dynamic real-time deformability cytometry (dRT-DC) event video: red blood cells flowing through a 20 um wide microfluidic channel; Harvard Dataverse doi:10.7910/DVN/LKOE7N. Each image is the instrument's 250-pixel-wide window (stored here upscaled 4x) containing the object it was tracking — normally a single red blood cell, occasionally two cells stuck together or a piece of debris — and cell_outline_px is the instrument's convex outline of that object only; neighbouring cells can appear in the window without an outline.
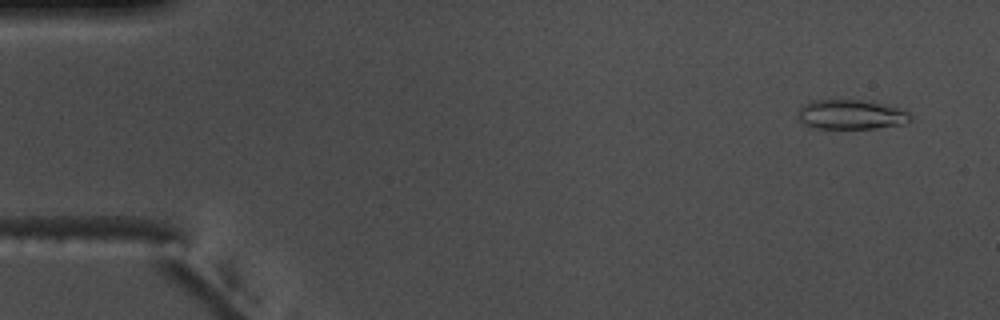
{"species": "common noctule bat (a hibernating species)", "species_latin": "Nyctalus noctula", "temperature_condition": "warm", "stored_images_in_passage": 54, "camera_frame_rate_fps": 3000, "um_per_image_px": 0.085, "animal": {"sex": "male", "body_mass_g": 17.5, "forearm_length_mm": 52.3}, "frame": {"image": 1, "passage_image": 2, "time_ms": 0.333, "image_size_px": [1000, 320], "cell_outline_px": [[912, 120], [904, 124], [876, 128], [816, 128], [804, 124], [800, 120], [800, 108], [804, 104], [812, 100], [860, 100], [884, 104], [900, 108], [912, 112]], "centroid_in_image_um": [72.42, 9.73], "position_along_channel_um": 12.6, "area_um2": 19.36}}
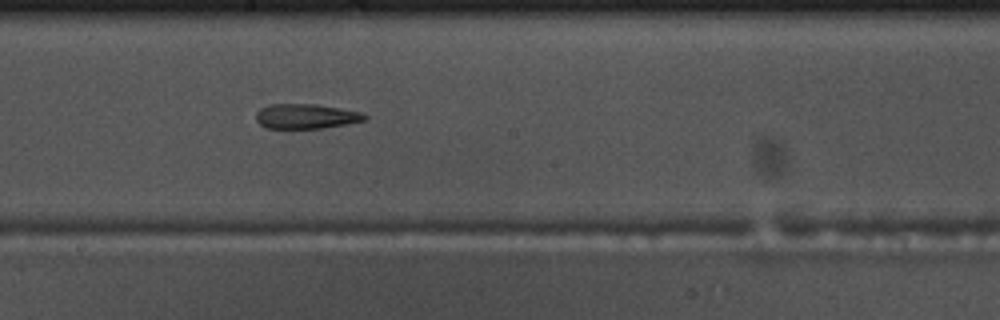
{"frame": {"image": 2, "passage_image": 29, "time_ms": 9.333, "image_size_px": [1000, 320], "cell_outline_px": [[368, 120], [324, 128], [264, 128], [256, 120], [256, 112], [260, 108], [268, 104], [316, 104], [340, 108], [360, 112], [368, 116]], "centroid_in_image_um": [26.0, 9.88], "position_along_channel_um": 222.2, "area_um2": 15.84}}
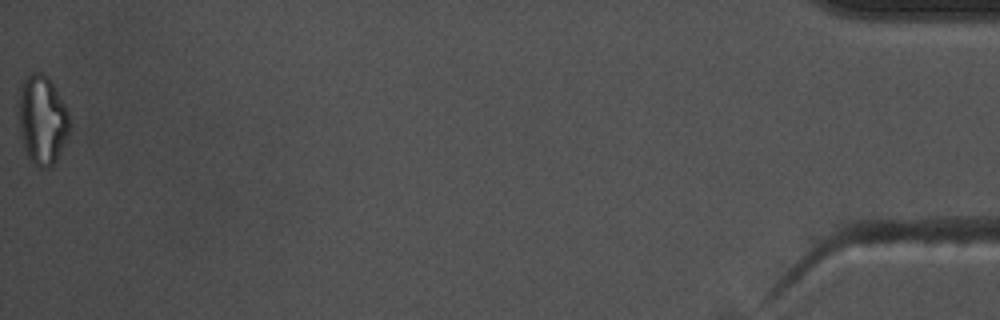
{"frame": {"image": 3, "passage_image": 54, "time_ms": 17.667, "image_size_px": [1000, 320], "cell_outline_px": [[68, 132], [64, 144], [56, 160], [48, 168], [36, 168], [28, 160], [20, 136], [20, 84], [32, 72], [40, 72], [48, 76], [56, 88], [68, 112]], "centroid_in_image_um": [3.58, 10.22], "position_along_channel_um": 431.6, "area_um2": 26.24}, "authors_computed_cell_mechanics": {"area_um2": 17.9469, "velocity_mm_per_s": 3.7141, "shape_relaxation_time_tau1_ms": null, "shape_relaxation_time_tau2_ms": 6.4855, "deformation_change_tau1": null, "deformation_change_tau2": 0.1894}}